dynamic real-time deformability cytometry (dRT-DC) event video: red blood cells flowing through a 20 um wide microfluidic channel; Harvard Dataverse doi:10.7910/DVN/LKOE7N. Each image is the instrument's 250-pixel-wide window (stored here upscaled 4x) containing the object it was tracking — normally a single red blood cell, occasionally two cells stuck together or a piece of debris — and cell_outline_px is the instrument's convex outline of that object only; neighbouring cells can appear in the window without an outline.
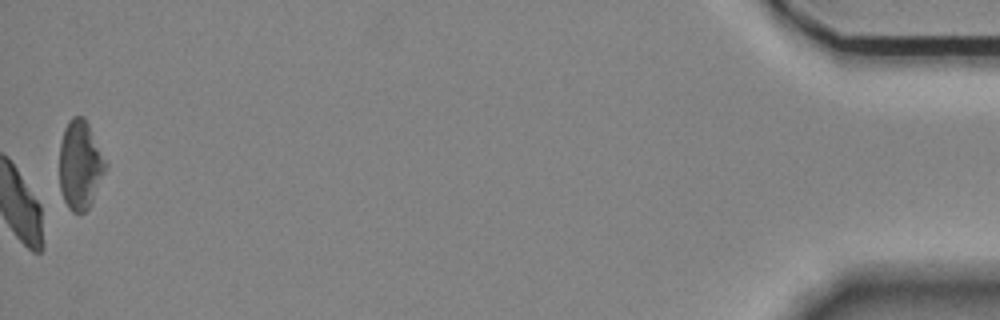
{"species": "Egyptian fruit bat (a non-hibernating species)", "species_latin": "Rousettus aegyptiacus", "temperature_condition": "room temperature", "stored_images_in_passage": 43, "camera_frame_rate_fps": 3000, "um_per_image_px": 0.085, "animal": {"sex": "female"}, "frame": {"image": 1, "passage_image": 43, "time_ms": 14.0, "image_size_px": [1000, 320], "cell_outline_px": [[108, 164], [92, 200], [88, 208], [84, 212], [72, 212], [68, 208], [64, 200], [60, 188], [60, 140], [64, 128], [68, 120], [72, 116], [84, 116]], "centroid_in_image_um": [6.8, 13.98], "position_along_channel_um": 428.4, "area_um2": 23.76}, "authors_computed_cell_mechanics": {"area_um2": 22.7154, "velocity_mm_per_s": 3.4926, "shape_relaxation_time_tau1_ms": 5.2015, "shape_relaxation_time_tau2_ms": 2.8272, "deformation_change_tau1": 0.1558, "deformation_change_tau2": 0.0887}}